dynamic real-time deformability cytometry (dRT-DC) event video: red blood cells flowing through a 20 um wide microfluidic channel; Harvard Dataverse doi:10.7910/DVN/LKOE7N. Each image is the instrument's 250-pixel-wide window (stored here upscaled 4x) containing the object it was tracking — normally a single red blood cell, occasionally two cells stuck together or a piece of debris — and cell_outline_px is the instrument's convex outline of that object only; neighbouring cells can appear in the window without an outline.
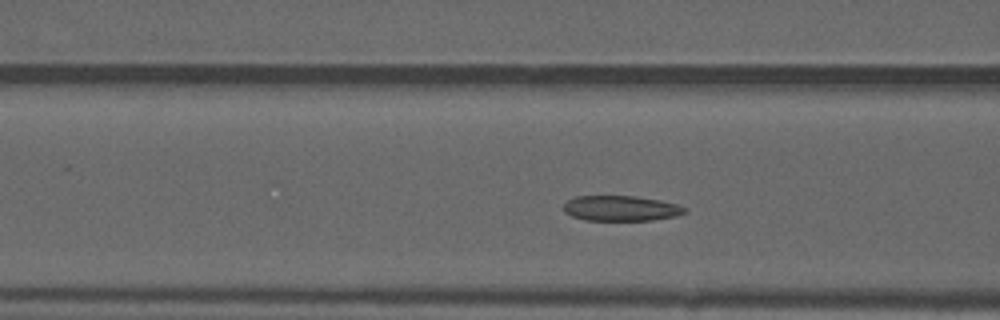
{"species": "common noctule bat (a hibernating species)", "species_latin": "Nyctalus noctula", "temperature_condition": "warm", "stored_images_in_passage": 35, "camera_frame_rate_fps": 3000, "um_per_image_px": 0.085, "animal": {"sex": "male", "forearm_length_mm": 52.5}, "frame": {"image": 1, "passage_image": 4, "time_ms": 1.0, "image_size_px": [1000, 320], "cell_outline_px": [[688, 212], [676, 216], [652, 220], [584, 220], [572, 216], [564, 212], [564, 204], [568, 200], [576, 196], [636, 196], [660, 200], [676, 204], [688, 208]], "centroid_in_image_um": [52.8, 17.71], "position_along_channel_um": 113.8, "area_um2": 17.92}}
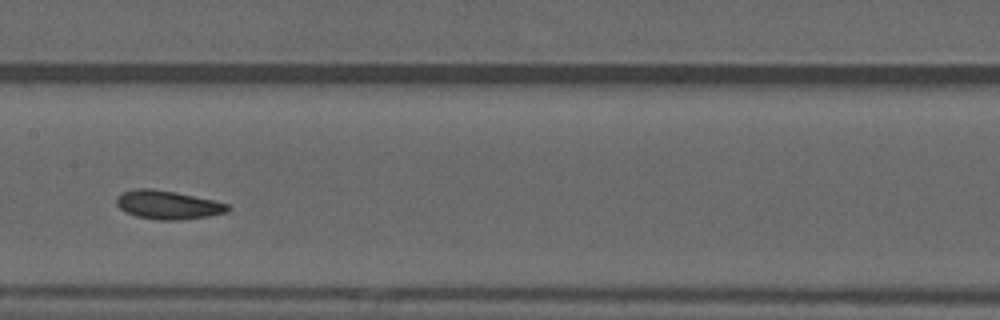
{"frame": {"image": 2, "passage_image": 10, "time_ms": 3.0, "image_size_px": [1000, 320], "cell_outline_px": [[232, 208], [228, 212], [208, 216], [180, 220], [160, 220], [136, 216], [124, 212], [116, 204], [116, 200], [124, 192], [132, 188], [152, 188], [176, 192], [216, 200], [228, 204]], "centroid_in_image_um": [14.3, 17.41], "position_along_channel_um": 193.1, "area_um2": 18.73}}
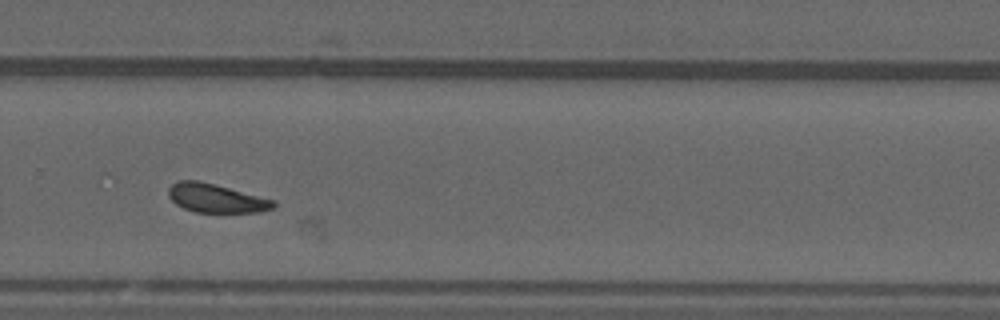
{"frame": {"image": 3, "passage_image": 19, "time_ms": 6.0, "image_size_px": [1000, 320], "cell_outline_px": [[276, 204], [272, 208], [260, 212], [196, 212], [184, 208], [176, 204], [168, 196], [168, 188], [172, 184], [180, 180], [196, 180], [216, 184], [276, 200]], "centroid_in_image_um": [18.37, 16.84], "position_along_channel_um": 311.4, "area_um2": 17.63}}